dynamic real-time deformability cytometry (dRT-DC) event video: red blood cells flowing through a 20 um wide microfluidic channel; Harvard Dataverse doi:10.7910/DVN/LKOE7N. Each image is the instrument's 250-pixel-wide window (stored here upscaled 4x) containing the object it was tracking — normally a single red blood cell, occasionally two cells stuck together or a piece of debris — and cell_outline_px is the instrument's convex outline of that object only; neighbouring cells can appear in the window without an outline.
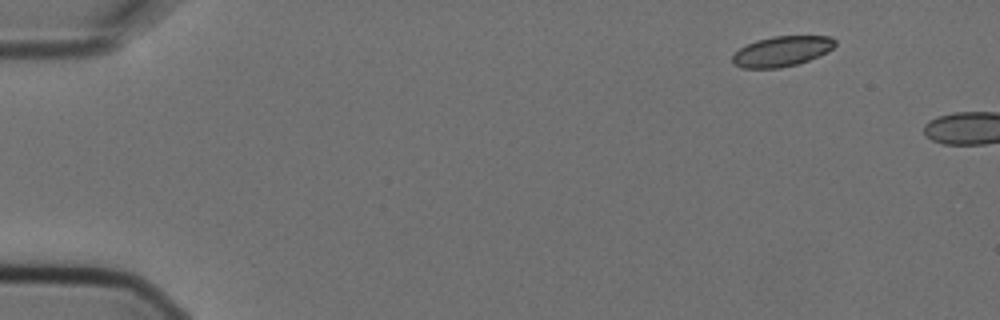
{"species": "Egyptian fruit bat (a non-hibernating species)", "species_latin": "Rousettus aegyptiacus", "temperature_condition": "cold", "stored_images_in_passage": 2, "camera_frame_rate_fps": 3000, "um_per_image_px": 0.085, "animal": {"sex": "female"}, "frame": {"image": 1, "passage_image": 1, "time_ms": 0.0, "image_size_px": [1000, 320], "cell_outline_px": [[836, 44], [832, 48], [808, 60], [796, 64], [780, 68], [740, 68], [732, 64], [732, 56], [740, 48], [756, 40], [772, 36], [832, 36], [836, 40]], "centroid_in_image_um": [66.42, 4.36], "position_along_channel_um": 18.6, "area_um2": 17.98}}